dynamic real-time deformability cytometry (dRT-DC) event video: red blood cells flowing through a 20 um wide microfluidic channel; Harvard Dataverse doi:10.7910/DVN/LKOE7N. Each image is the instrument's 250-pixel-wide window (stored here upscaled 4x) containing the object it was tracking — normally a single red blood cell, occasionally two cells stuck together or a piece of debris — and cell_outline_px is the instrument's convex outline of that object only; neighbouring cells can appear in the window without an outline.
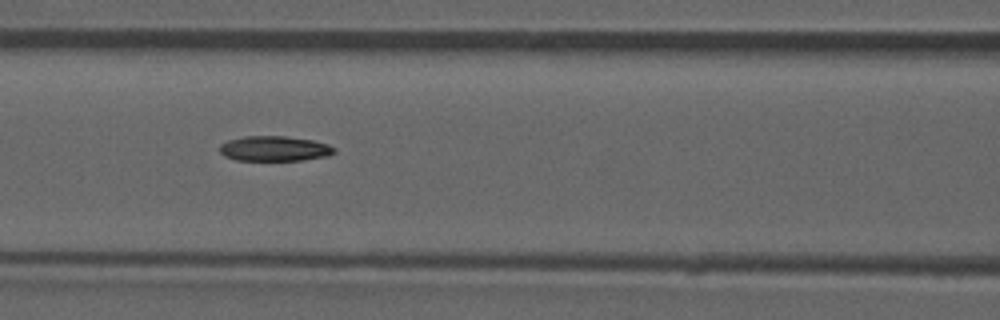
{"species": "common noctule bat (a hibernating species)", "species_latin": "Nyctalus noctula", "temperature_condition": "room temperature", "stored_images_in_passage": 52, "camera_frame_rate_fps": 3000, "um_per_image_px": 0.085, "animal": {"sex": "male", "forearm_length_mm": 52.5}, "frame": {"image": 1, "passage_image": 23, "time_ms": 7.333, "image_size_px": [1000, 320], "cell_outline_px": [[336, 152], [328, 156], [300, 160], [236, 160], [224, 156], [220, 152], [220, 144], [228, 140], [244, 136], [284, 136], [312, 140], [328, 144], [336, 148]], "centroid_in_image_um": [23.33, 12.63], "position_along_channel_um": 143.3, "area_um2": 16.76}}